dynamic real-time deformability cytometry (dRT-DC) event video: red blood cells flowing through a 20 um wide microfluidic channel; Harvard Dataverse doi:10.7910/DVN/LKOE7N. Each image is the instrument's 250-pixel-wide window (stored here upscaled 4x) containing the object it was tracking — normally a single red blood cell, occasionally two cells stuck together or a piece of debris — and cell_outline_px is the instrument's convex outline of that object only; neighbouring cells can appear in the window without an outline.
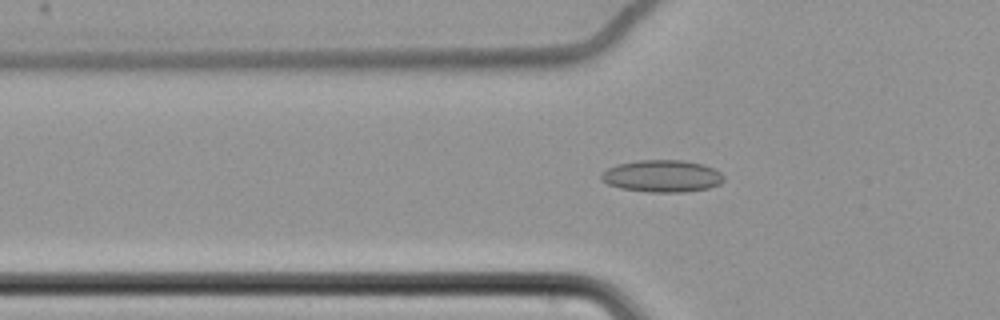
{"species": "common noctule bat (a hibernating species)", "species_latin": "Nyctalus noctula", "temperature_condition": "cold", "stored_images_in_passage": 51, "camera_frame_rate_fps": 3000, "um_per_image_px": 0.085, "animal": {"sex": "female", "body_mass_g": 22.7, "forearm_length_mm": 54.2}, "frame": {"image": 1, "passage_image": 12, "time_ms": 3.667, "image_size_px": [1000, 320], "cell_outline_px": [[724, 180], [720, 184], [708, 188], [680, 192], [648, 192], [620, 188], [608, 184], [600, 180], [600, 176], [608, 168], [620, 164], [640, 160], [680, 160], [704, 164], [720, 172], [724, 176]], "centroid_in_image_um": [56.29, 14.97], "position_along_channel_um": 69.5, "area_um2": 22.77}}
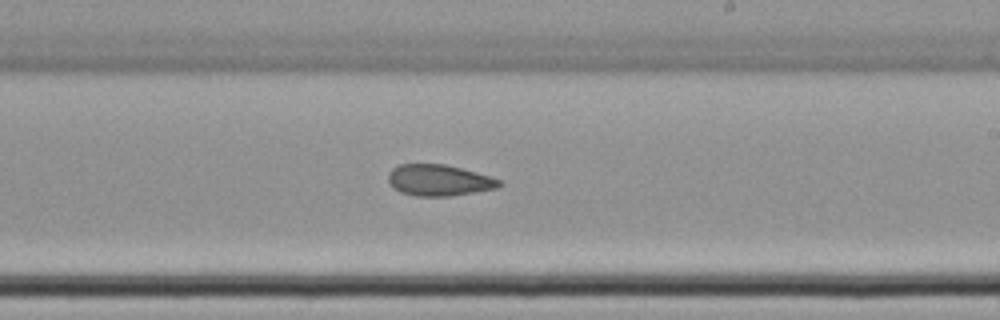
{"frame": {"image": 2, "passage_image": 28, "time_ms": 9.0, "image_size_px": [1000, 320], "cell_outline_px": [[504, 184], [496, 188], [452, 196], [416, 196], [400, 192], [388, 180], [388, 172], [392, 168], [400, 164], [444, 164], [476, 172], [500, 180]], "centroid_in_image_um": [37.31, 15.32], "position_along_channel_um": 251.7, "area_um2": 20.06}}
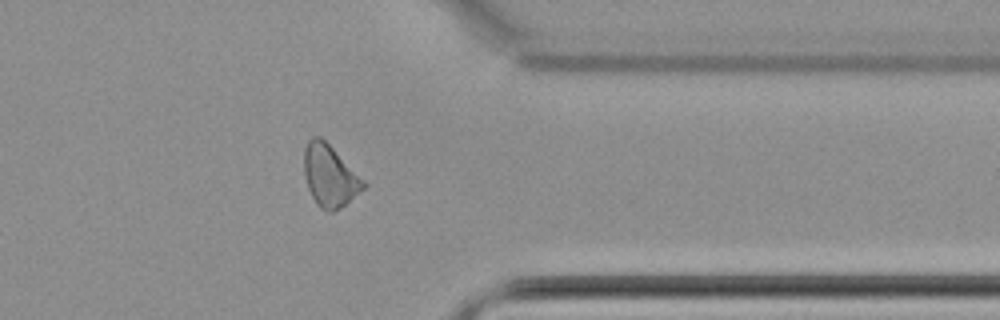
{"frame": {"image": 3, "passage_image": 40, "time_ms": 13.0, "image_size_px": [1000, 320], "cell_outline_px": [[368, 184], [364, 188], [340, 208], [332, 212], [328, 212], [320, 208], [316, 204], [308, 188], [304, 176], [304, 148], [308, 140], [312, 136], [320, 136]], "centroid_in_image_um": [28.0, 14.95], "position_along_channel_um": 383.4, "area_um2": 21.15}, "authors_computed_cell_mechanics": {"area_um2": 21.0392, "velocity_mm_per_s": 3.4661, "shape_relaxation_time_tau1_ms": null, "shape_relaxation_time_tau2_ms": 3.5898, "deformation_change_tau1": null, "deformation_change_tau2": 0.087}}